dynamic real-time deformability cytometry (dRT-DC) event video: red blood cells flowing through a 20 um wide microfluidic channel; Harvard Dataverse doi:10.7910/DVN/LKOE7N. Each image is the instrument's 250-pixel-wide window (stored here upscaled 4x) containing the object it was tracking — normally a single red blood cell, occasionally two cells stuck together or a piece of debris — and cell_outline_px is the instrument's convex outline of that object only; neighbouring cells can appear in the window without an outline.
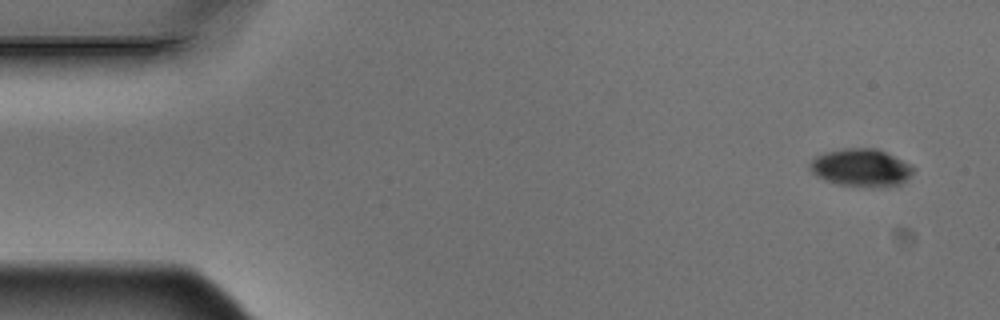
{"species": "Egyptian fruit bat (a non-hibernating species)", "species_latin": "Rousettus aegyptiacus", "temperature_condition": "warm", "stored_images_in_passage": 5, "segment_of_instrument_passage": [2, 2], "camera_frame_rate_fps": 3000, "um_per_image_px": 0.085, "animal": {"sex": "male"}, "frame": {"image": 1, "passage_image": 5, "time_ms": 1.333, "image_size_px": [1000, 320], "cell_outline_px": [[916, 168], [900, 184], [840, 184], [824, 180], [816, 176], [808, 168], [808, 164], [816, 156], [824, 152], [844, 148], [876, 148]], "centroid_in_image_um": [73.09, 14.2], "position_along_channel_um": 11.9, "area_um2": 21.68}}